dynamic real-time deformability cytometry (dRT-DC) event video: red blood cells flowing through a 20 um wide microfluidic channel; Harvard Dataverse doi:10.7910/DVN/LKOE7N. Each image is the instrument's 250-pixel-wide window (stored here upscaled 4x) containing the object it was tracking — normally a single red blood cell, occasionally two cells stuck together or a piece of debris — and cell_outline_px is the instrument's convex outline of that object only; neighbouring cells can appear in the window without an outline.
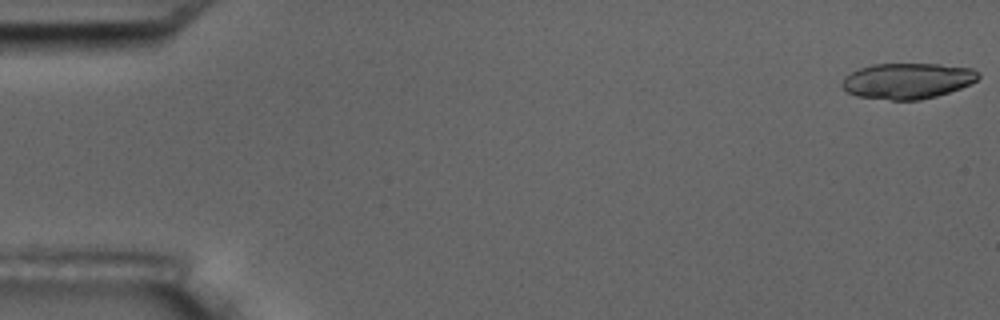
{"species": "common noctule bat (a hibernating species)", "species_latin": "Nyctalus noctula", "temperature_condition": "room temperature", "stored_images_in_passage": 7, "segment_of_instrument_passage": [1, 2], "camera_frame_rate_fps": 3000, "um_per_image_px": 0.085, "animal": {"sex": "male", "body_mass_g": 17.5, "forearm_length_mm": 52.3}, "frame": {"image": 1, "passage_image": 1, "time_ms": 0.0, "image_size_px": [1000, 320], "cell_outline_px": [[980, 76], [972, 84], [936, 96], [920, 100], [892, 100], [856, 96], [848, 92], [840, 84], [844, 76], [860, 68], [872, 64], [940, 64], [972, 68], [980, 72]], "centroid_in_image_um": [77.14, 6.87], "position_along_channel_um": 7.9, "area_um2": 28.5}}
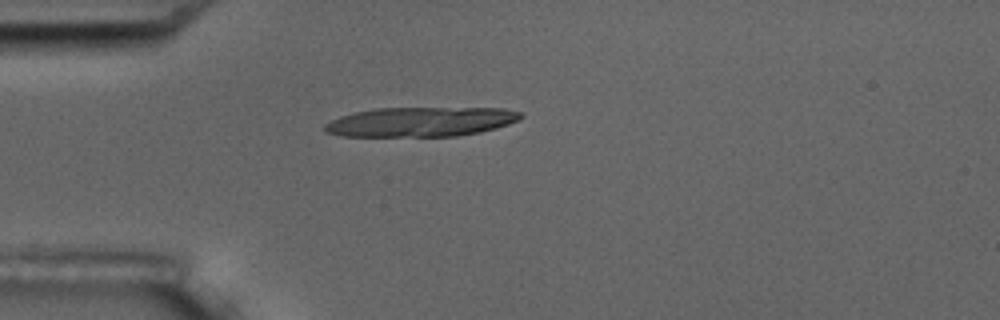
{"frame": {"image": 2, "passage_image": 5, "time_ms": 4.667, "image_size_px": [1000, 320], "cell_outline_px": [[524, 116], [508, 124], [496, 128], [480, 132], [456, 136], [340, 136], [324, 132], [324, 124], [340, 116], [356, 112], [376, 108], [504, 108], [524, 112]], "centroid_in_image_um": [35.77, 10.35], "position_along_channel_um": 49.2, "area_um2": 33.81}}